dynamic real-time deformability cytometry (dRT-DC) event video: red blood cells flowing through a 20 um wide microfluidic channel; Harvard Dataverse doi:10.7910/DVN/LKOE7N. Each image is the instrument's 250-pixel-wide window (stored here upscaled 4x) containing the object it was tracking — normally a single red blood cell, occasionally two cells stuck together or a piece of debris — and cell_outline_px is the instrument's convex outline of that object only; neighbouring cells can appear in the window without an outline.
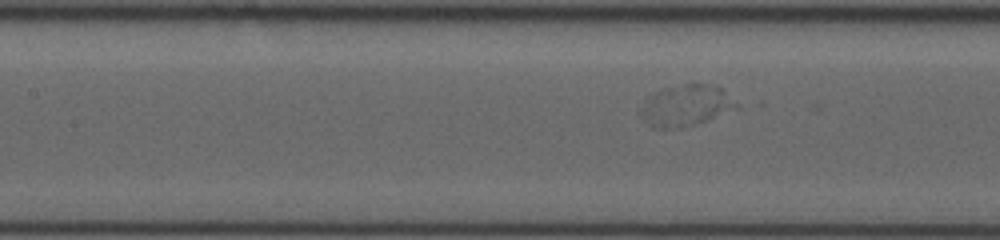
{"species": "human", "species_latin": "Homo sapiens", "temperature_condition": "room temperature", "stored_images_in_passage": 34, "camera_frame_rate_fps": 3000, "um_per_image_px": 0.085, "donor": {"sex": "female"}, "frame": {"image": 1, "passage_image": 20, "time_ms": 6.333, "image_size_px": [1000, 240], "cell_outline_px": [[740, 108], [696, 124], [680, 128], [648, 100], [652, 92], [664, 88], [692, 80], [716, 84]], "centroid_in_image_um": [58.84, 8.71], "position_along_channel_um": 148.6, "area_um2": 19.36}}